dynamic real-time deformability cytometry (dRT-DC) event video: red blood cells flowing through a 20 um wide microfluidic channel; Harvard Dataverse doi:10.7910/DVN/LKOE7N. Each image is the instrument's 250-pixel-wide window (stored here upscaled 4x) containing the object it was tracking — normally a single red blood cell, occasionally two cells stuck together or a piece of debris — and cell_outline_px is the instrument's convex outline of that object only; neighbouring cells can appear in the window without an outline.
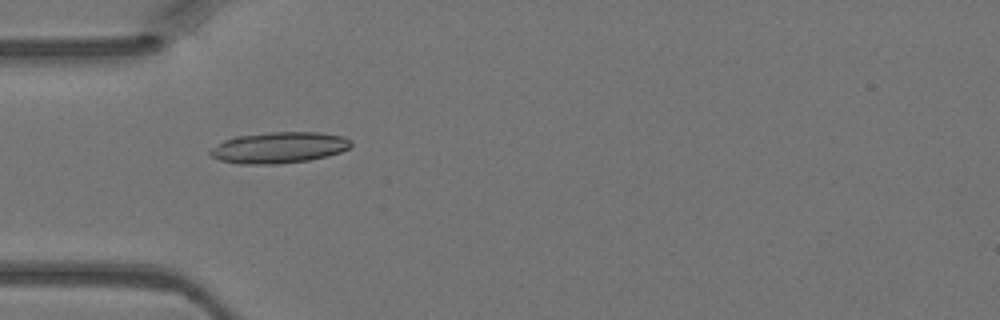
{"species": "Egyptian fruit bat (a non-hibernating species)", "species_latin": "Rousettus aegyptiacus", "temperature_condition": "warm", "stored_images_in_passage": 4, "camera_frame_rate_fps": 3000, "um_per_image_px": 0.085, "animal": {"sex": "female"}, "frame": {"image": 1, "passage_image": 4, "time_ms": 1.0, "image_size_px": [1000, 320], "cell_outline_px": [[352, 144], [348, 148], [340, 152], [308, 160], [276, 164], [240, 164], [220, 160], [212, 156], [208, 152], [212, 148], [224, 140], [232, 136], [268, 132], [320, 132], [344, 136], [352, 140]], "centroid_in_image_um": [23.7, 12.53], "position_along_channel_um": 61.3, "area_um2": 25.61}}